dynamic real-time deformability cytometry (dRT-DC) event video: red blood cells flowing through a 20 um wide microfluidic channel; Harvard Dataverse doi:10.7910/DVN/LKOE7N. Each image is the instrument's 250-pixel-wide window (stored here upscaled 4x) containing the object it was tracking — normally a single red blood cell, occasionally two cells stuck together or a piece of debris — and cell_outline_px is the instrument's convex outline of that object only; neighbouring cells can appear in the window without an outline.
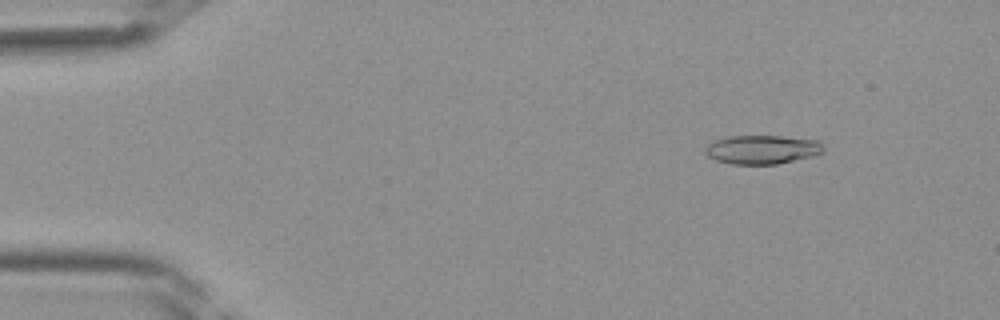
{"species": "Egyptian fruit bat (a non-hibernating species)", "species_latin": "Rousettus aegyptiacus", "temperature_condition": "room temperature", "stored_images_in_passage": 41, "camera_frame_rate_fps": 3000, "um_per_image_px": 0.085, "frame": {"image": 1, "passage_image": 5, "time_ms": 1.333, "image_size_px": [1000, 320], "cell_outline_px": [[824, 152], [812, 156], [776, 164], [732, 164], [716, 160], [708, 156], [704, 152], [704, 148], [708, 144], [716, 140], [728, 136], [784, 136], [816, 140], [824, 148]], "centroid_in_image_um": [64.76, 12.71], "position_along_channel_um": 20.2, "area_um2": 19.77}}
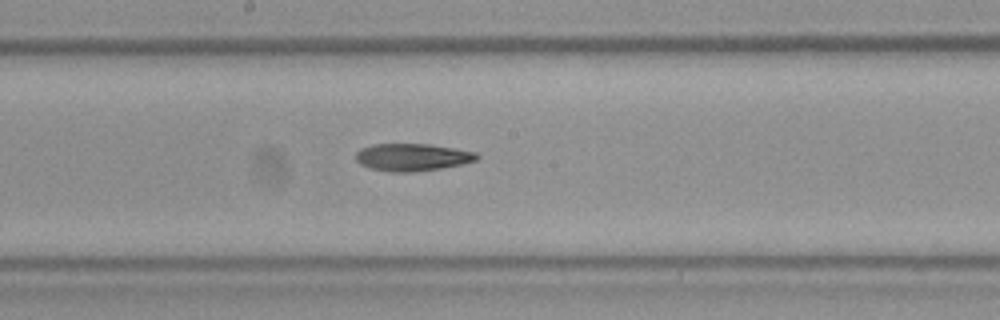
{"frame": {"image": 2, "passage_image": 22, "time_ms": 7.0, "image_size_px": [1000, 320], "cell_outline_px": [[480, 156], [476, 160], [460, 164], [440, 168], [412, 172], [388, 172], [372, 168], [360, 164], [356, 160], [356, 152], [360, 148], [372, 144], [428, 144], [476, 152]], "centroid_in_image_um": [35.01, 13.36], "position_along_channel_um": 213.2, "area_um2": 19.19}}
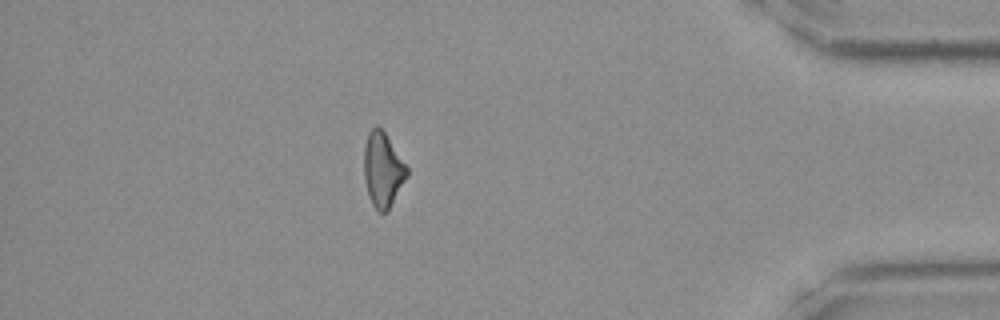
{"frame": {"image": 3, "passage_image": 36, "time_ms": 11.667, "image_size_px": [1000, 320], "cell_outline_px": [[408, 176], [388, 212], [376, 212], [368, 196], [364, 180], [364, 144], [368, 132], [376, 124], [384, 132], [408, 168]], "centroid_in_image_um": [32.52, 14.47], "position_along_channel_um": 402.7, "area_um2": 18.84}}